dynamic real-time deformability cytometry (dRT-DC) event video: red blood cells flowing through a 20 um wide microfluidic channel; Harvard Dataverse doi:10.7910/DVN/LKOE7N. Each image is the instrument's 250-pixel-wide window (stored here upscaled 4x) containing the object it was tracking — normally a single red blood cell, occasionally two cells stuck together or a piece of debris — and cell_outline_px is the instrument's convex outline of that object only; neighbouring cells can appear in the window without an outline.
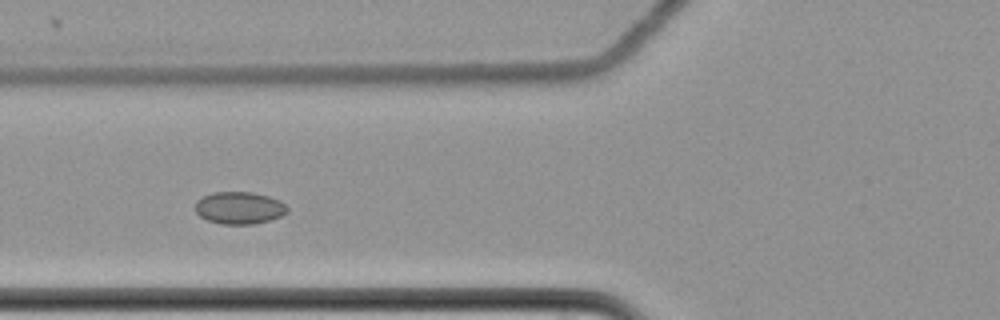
{"species": "common noctule bat (a hibernating species)", "species_latin": "Nyctalus noctula", "temperature_condition": "cold", "stored_images_in_passage": 6, "camera_frame_rate_fps": 3000, "um_per_image_px": 0.085, "animal": {"sex": "female", "body_mass_g": 22.7, "forearm_length_mm": 54.2}, "frame": {"image": 1, "passage_image": 5, "time_ms": 1.333, "image_size_px": [1000, 320], "cell_outline_px": [[288, 212], [280, 216], [268, 220], [252, 224], [220, 224], [208, 220], [200, 216], [196, 212], [196, 200], [212, 192], [252, 192], [268, 196], [280, 200], [288, 208]], "centroid_in_image_um": [20.34, 17.66], "position_along_channel_um": 105.5, "area_um2": 17.22}}
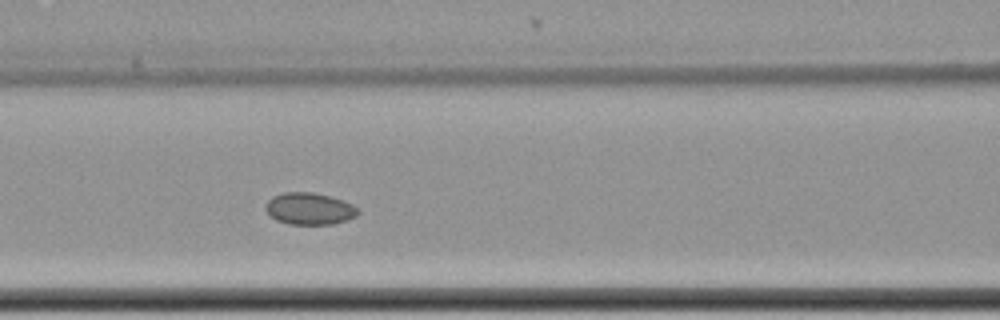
{"frame": {"image": 2, "passage_image": 6, "time_ms": 1.667, "image_size_px": [1000, 320], "cell_outline_px": [[360, 212], [356, 216], [348, 220], [332, 224], [288, 224], [276, 220], [264, 208], [268, 200], [272, 196], [284, 192], [312, 192], [344, 200], [352, 204]], "centroid_in_image_um": [26.3, 17.74], "position_along_channel_um": 140.3, "area_um2": 17.17}}